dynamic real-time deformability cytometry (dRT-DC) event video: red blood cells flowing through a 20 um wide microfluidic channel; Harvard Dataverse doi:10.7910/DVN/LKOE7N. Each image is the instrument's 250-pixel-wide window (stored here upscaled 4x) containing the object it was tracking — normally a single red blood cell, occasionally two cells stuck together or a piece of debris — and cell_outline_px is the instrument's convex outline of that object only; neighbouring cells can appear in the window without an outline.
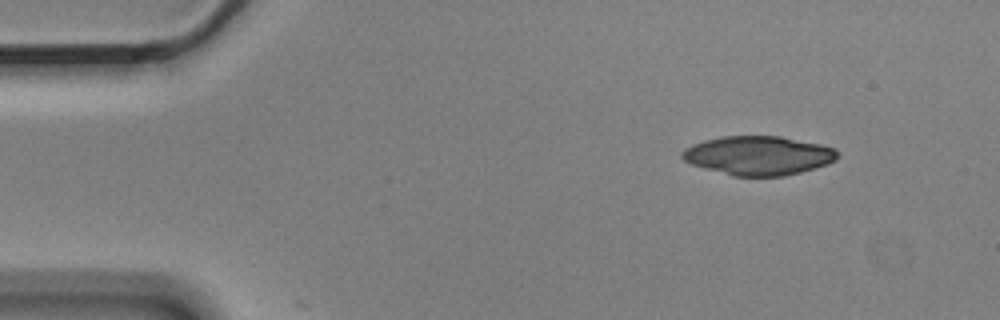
{"species": "Egyptian fruit bat (a non-hibernating species)", "species_latin": "Rousettus aegyptiacus", "temperature_condition": "cold", "stored_images_in_passage": 13, "camera_frame_rate_fps": 3000, "um_per_image_px": 0.085, "animal": {"sex": "male"}, "frame": {"image": 1, "passage_image": 1, "time_ms": 0.0, "image_size_px": [1000, 320], "cell_outline_px": [[840, 152], [836, 160], [828, 164], [800, 172], [784, 176], [732, 176], [704, 168], [692, 164], [684, 160], [680, 156], [680, 152], [684, 148], [692, 144], [704, 140], [724, 136], [780, 136], [820, 144], [836, 148]], "centroid_in_image_um": [64.46, 13.22], "position_along_channel_um": 20.5, "area_um2": 35.49}}